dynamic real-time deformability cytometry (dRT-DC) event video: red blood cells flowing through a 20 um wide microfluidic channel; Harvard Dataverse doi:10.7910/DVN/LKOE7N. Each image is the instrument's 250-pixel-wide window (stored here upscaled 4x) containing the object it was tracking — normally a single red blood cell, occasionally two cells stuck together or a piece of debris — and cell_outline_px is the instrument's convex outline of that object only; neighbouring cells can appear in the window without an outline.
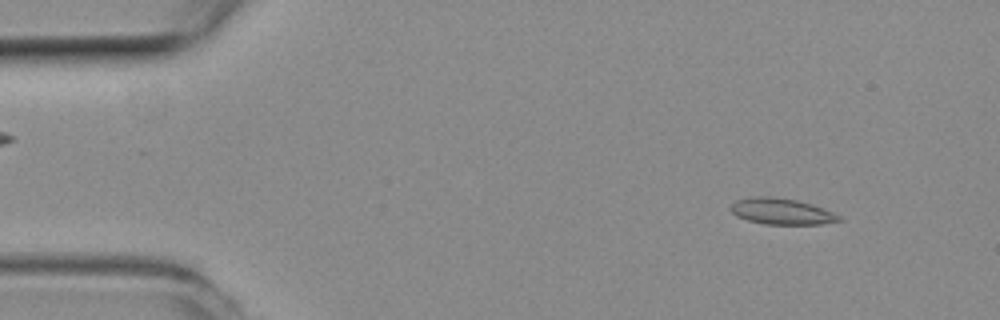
{"species": "common noctule bat (a hibernating species)", "species_latin": "Nyctalus noctula", "temperature_condition": "room temperature", "stored_images_in_passage": 51, "camera_frame_rate_fps": 3000, "um_per_image_px": 0.085, "animal": {"sex": "female", "body_mass_g": 19.3, "forearm_length_mm": 54.1}, "frame": {"image": 1, "passage_image": 5, "time_ms": 1.333, "image_size_px": [1000, 320], "cell_outline_px": [[844, 220], [820, 224], [764, 224], [748, 220], [736, 216], [728, 208], [736, 200], [756, 196], [772, 196], [796, 200], [812, 204], [832, 212], [840, 216]], "centroid_in_image_um": [66.41, 17.96], "position_along_channel_um": 18.6, "area_um2": 16.47}}
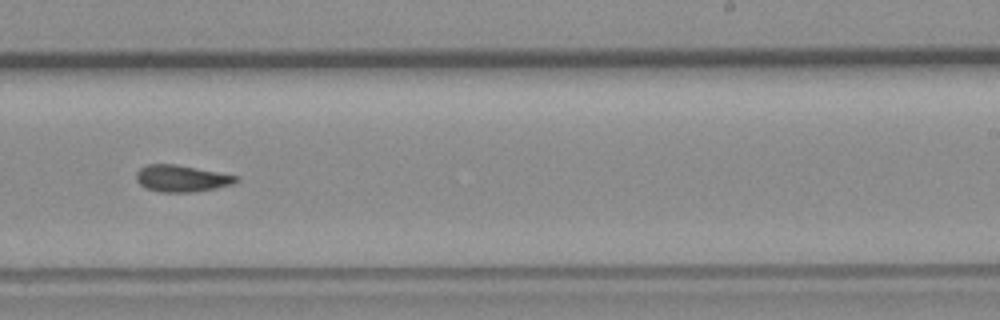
{"frame": {"image": 2, "passage_image": 31, "time_ms": 10.0, "image_size_px": [1000, 320], "cell_outline_px": [[240, 180], [232, 184], [216, 188], [196, 192], [160, 192], [148, 188], [140, 184], [136, 180], [136, 172], [140, 168], [148, 164], [176, 164], [240, 176]], "centroid_in_image_um": [15.46, 15.16], "position_along_channel_um": 273.5, "area_um2": 15.61}}
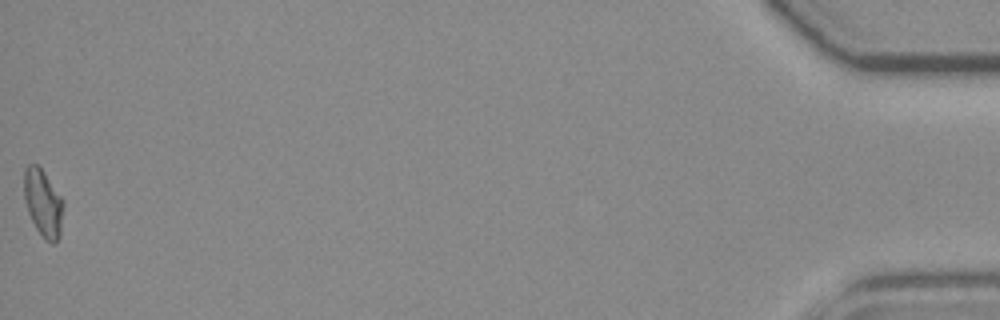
{"frame": {"image": 3, "passage_image": 51, "time_ms": 16.667, "image_size_px": [1000, 320], "cell_outline_px": [[64, 204], [60, 236], [52, 244], [44, 240], [36, 228], [28, 212], [24, 200], [24, 168], [28, 164], [36, 164], [44, 172], [60, 196]], "centroid_in_image_um": [3.65, 17.27], "position_along_channel_um": 431.5, "area_um2": 15.37}, "authors_computed_cell_mechanics": {"area_um2": 15.5482, "velocity_mm_per_s": 3.9745, "shape_relaxation_time_tau1_ms": null, "shape_relaxation_time_tau2_ms": 5.2722, "deformation_change_tau1": null, "deformation_change_tau2": 0.1246}}